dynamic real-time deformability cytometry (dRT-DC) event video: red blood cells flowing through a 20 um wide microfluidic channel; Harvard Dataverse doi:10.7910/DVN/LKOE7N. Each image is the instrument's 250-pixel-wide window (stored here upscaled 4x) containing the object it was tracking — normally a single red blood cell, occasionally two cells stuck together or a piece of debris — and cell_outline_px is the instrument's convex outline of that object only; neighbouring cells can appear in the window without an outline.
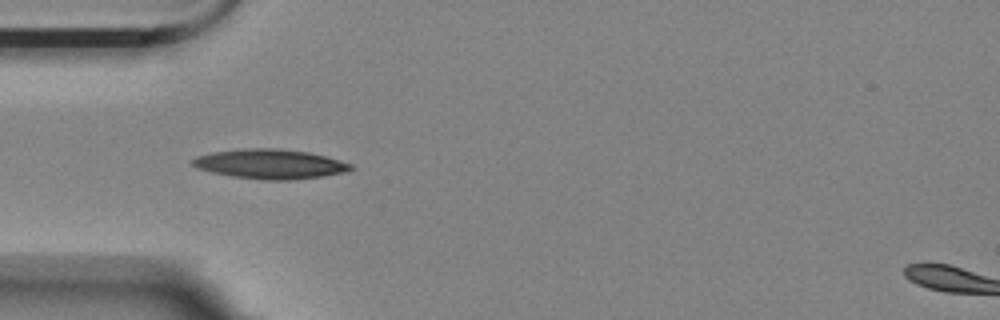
{"species": "Egyptian fruit bat (a non-hibernating species)", "species_latin": "Rousettus aegyptiacus", "temperature_condition": "room temperature", "stored_images_in_passage": 5, "camera_frame_rate_fps": 3000, "um_per_image_px": 0.085, "animal": {"sex": "female"}, "frame": {"image": 1, "passage_image": 4, "time_ms": 1.0, "image_size_px": [1000, 320], "cell_outline_px": [[352, 168], [348, 172], [296, 180], [264, 180], [232, 176], [212, 172], [196, 168], [192, 164], [192, 160], [196, 156], [212, 152], [244, 148], [280, 148], [308, 152], [340, 160], [352, 164]], "centroid_in_image_um": [22.96, 13.94], "position_along_channel_um": 62.0, "area_um2": 27.4}}
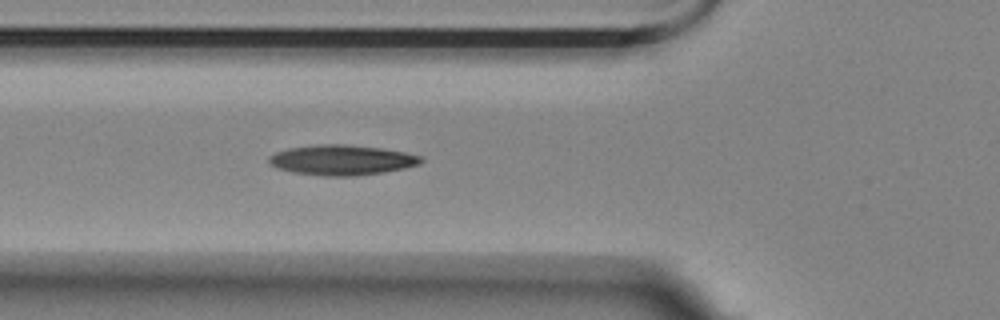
{"frame": {"image": 2, "passage_image": 5, "time_ms": 1.333, "image_size_px": [1000, 320], "cell_outline_px": [[424, 160], [420, 164], [404, 168], [356, 176], [324, 176], [296, 172], [280, 168], [272, 164], [268, 160], [268, 156], [276, 152], [288, 148], [320, 144], [344, 144], [380, 148], [404, 152], [424, 156]], "centroid_in_image_um": [29.09, 13.59], "position_along_channel_um": 96.7, "area_um2": 26.47}}